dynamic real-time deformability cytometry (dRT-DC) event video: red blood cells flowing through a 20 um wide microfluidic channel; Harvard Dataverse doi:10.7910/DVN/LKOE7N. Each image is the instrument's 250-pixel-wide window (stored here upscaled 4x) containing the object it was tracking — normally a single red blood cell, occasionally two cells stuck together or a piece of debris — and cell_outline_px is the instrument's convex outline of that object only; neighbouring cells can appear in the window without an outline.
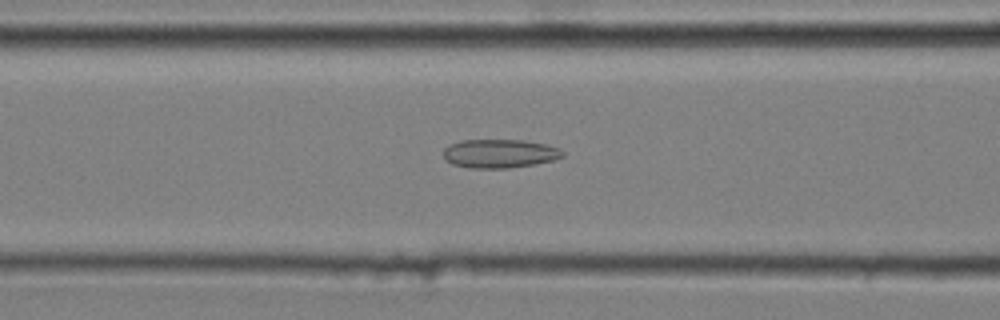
{"species": "common noctule bat (a hibernating species)", "species_latin": "Nyctalus noctula", "temperature_condition": "cold", "stored_images_in_passage": 51, "camera_frame_rate_fps": 3000, "um_per_image_px": 0.085, "animal": {"sex": "male", "body_mass_g": 20.4}, "frame": {"image": 1, "passage_image": 22, "time_ms": 7.0, "image_size_px": [1000, 320], "cell_outline_px": [[564, 156], [552, 160], [536, 164], [508, 168], [468, 168], [452, 164], [444, 156], [444, 148], [448, 144], [460, 140], [524, 140], [544, 144], [560, 148], [564, 152]], "centroid_in_image_um": [42.46, 13.05], "position_along_channel_um": 124.1, "area_um2": 20.0}}
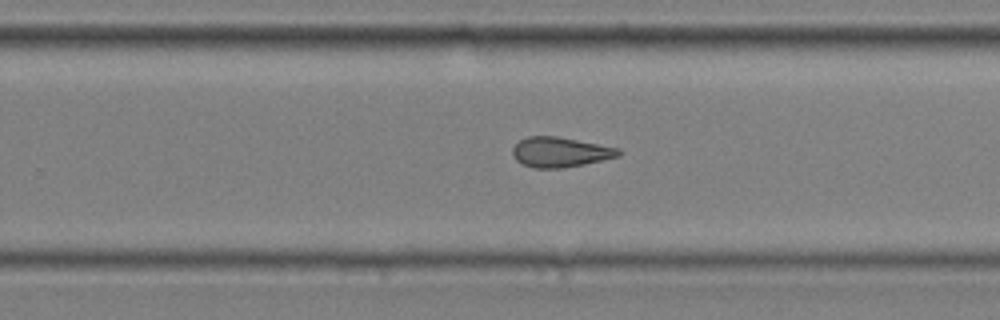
{"frame": {"image": 2, "passage_image": 35, "time_ms": 11.333, "image_size_px": [1000, 320], "cell_outline_px": [[624, 152], [620, 156], [584, 164], [564, 168], [536, 168], [524, 164], [516, 160], [512, 156], [512, 148], [520, 140], [528, 136], [556, 136], [620, 148]], "centroid_in_image_um": [47.64, 12.93], "position_along_channel_um": 282.2, "area_um2": 18.55}}
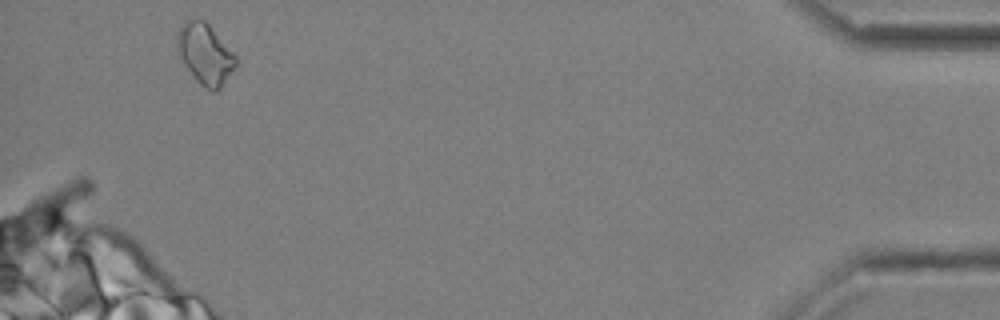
{"frame": {"image": 3, "passage_image": 51, "time_ms": 16.667, "image_size_px": [1000, 320], "cell_outline_px": [[236, 64], [220, 88], [216, 92], [212, 92], [204, 88], [196, 80], [184, 64], [176, 52], [176, 36], [180, 28], [188, 20], [204, 20], [208, 24], [236, 56]], "centroid_in_image_um": [17.4, 4.62], "position_along_channel_um": 417.8, "area_um2": 20.35}, "authors_computed_cell_mechanics": {"area_um2": 19.3052, "velocity_mm_per_s": 3.6542, "shape_relaxation_time_tau1_ms": null, "shape_relaxation_time_tau2_ms": 4.6528, "deformation_change_tau1": null, "deformation_change_tau2": 0.1461}}